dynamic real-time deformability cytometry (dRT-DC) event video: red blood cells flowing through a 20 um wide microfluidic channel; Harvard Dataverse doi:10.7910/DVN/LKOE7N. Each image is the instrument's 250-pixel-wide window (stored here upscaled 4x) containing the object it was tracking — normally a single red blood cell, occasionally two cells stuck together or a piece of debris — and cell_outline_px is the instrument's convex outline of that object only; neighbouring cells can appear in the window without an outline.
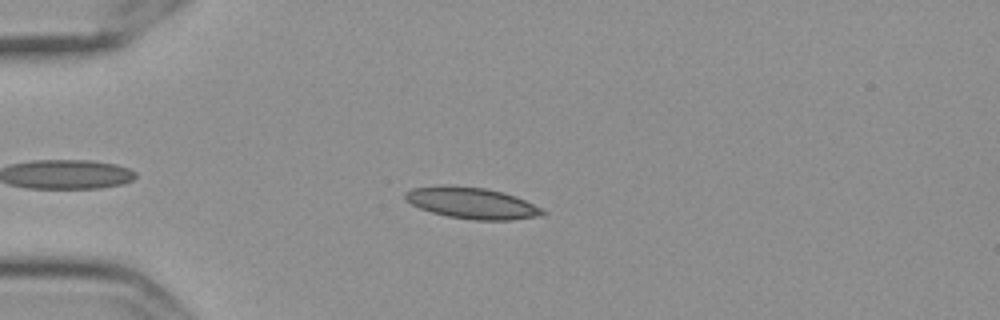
{"species": "Egyptian fruit bat (a non-hibernating species)", "species_latin": "Rousettus aegyptiacus", "temperature_condition": "cold", "stored_images_in_passage": 41, "camera_frame_rate_fps": 3000, "um_per_image_px": 0.085, "frame": {"image": 1, "passage_image": 3, "time_ms": 0.667, "image_size_px": [1000, 320], "cell_outline_px": [[548, 212], [540, 216], [512, 220], [472, 220], [448, 216], [432, 212], [420, 208], [404, 200], [404, 192], [412, 188], [484, 188], [504, 192], [516, 196], [544, 208]], "centroid_in_image_um": [40.22, 17.31], "position_along_channel_um": 44.8, "area_um2": 24.39}}
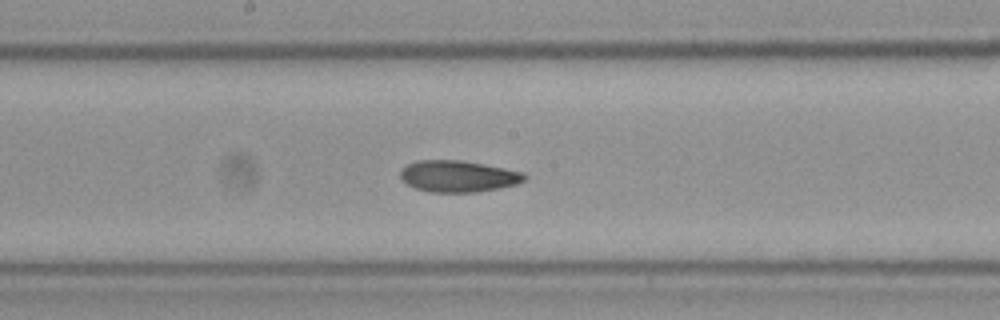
{"frame": {"image": 2, "passage_image": 19, "time_ms": 6.0, "image_size_px": [1000, 320], "cell_outline_px": [[528, 176], [524, 180], [516, 184], [500, 188], [476, 192], [428, 192], [416, 188], [408, 184], [400, 176], [400, 172], [408, 164], [416, 160], [460, 160], [484, 164], [524, 172]], "centroid_in_image_um": [38.97, 14.98], "position_along_channel_um": 209.2, "area_um2": 22.72}}
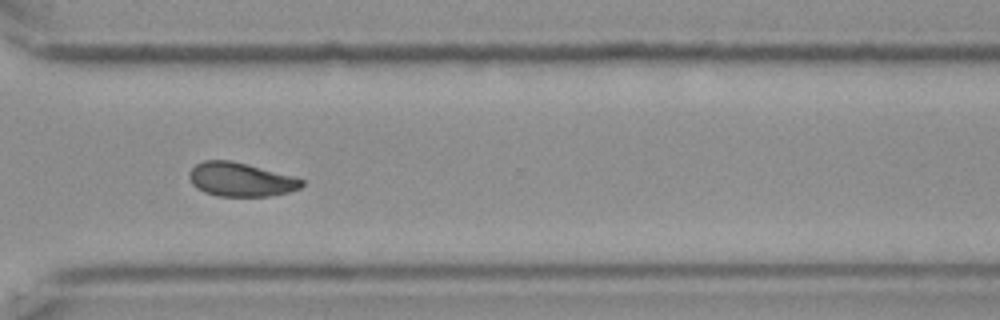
{"frame": {"image": 3, "passage_image": 31, "time_ms": 10.0, "image_size_px": [1000, 320], "cell_outline_px": [[304, 184], [300, 188], [288, 192], [268, 196], [216, 196], [204, 192], [196, 188], [192, 184], [188, 176], [188, 172], [196, 164], [204, 160], [228, 160], [244, 164], [304, 180]], "centroid_in_image_um": [20.38, 15.28], "position_along_channel_um": 350.2, "area_um2": 21.79}, "authors_computed_cell_mechanics": {"area_um2": 22.7154, "velocity_mm_per_s": 3.5269, "shape_relaxation_time_tau1_ms": 7.84, "shape_relaxation_time_tau2_ms": 3.1135, "deformation_change_tau1": 0.1572, "deformation_change_tau2": 0.0843}}